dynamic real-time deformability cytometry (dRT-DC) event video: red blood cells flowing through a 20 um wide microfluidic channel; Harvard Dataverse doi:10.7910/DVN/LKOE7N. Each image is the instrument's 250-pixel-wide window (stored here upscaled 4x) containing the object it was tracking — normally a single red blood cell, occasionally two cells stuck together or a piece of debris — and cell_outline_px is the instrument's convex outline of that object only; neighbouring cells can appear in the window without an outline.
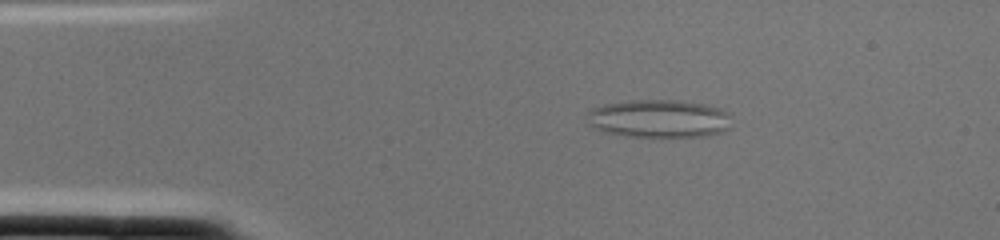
{"species": "common noctule bat (a hibernating species)", "species_latin": "Nyctalus noctula", "temperature_condition": "cold", "stored_images_in_passage": 1, "camera_frame_rate_fps": 3000, "um_per_image_px": 0.085, "animal": {"sex": "female", "body_mass_g": 22.0, "forearm_length_mm": 56.7}, "frame": {"image": 1, "passage_image": 1, "time_ms": 0.0, "image_size_px": [1000, 240], "cell_outline_px": [[732, 128], [708, 136], [624, 136], [604, 132], [592, 128], [588, 112], [592, 108], [604, 104], [632, 100], [680, 100], [704, 104], [720, 108], [728, 112]], "centroid_in_image_um": [56.05, 10.08], "position_along_channel_um": 29.0, "area_um2": 32.08}}